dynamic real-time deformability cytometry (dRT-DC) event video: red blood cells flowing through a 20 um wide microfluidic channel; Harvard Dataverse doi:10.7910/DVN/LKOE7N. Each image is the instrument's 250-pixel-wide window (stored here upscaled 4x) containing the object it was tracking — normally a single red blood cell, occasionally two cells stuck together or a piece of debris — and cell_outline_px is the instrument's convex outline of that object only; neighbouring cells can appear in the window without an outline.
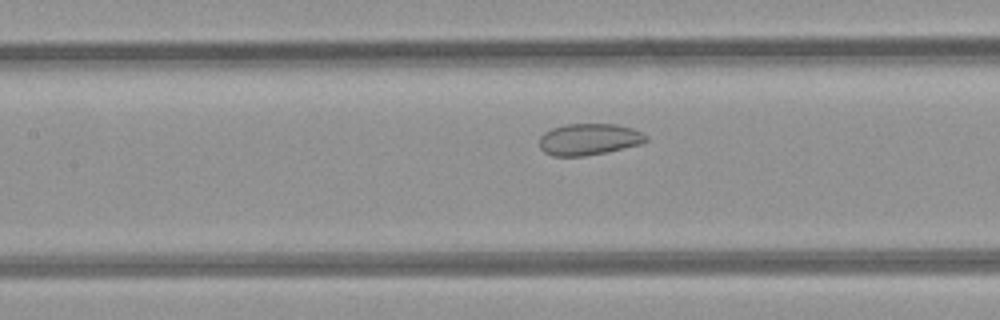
{"species": "common noctule bat (a hibernating species)", "species_latin": "Nyctalus noctula", "temperature_condition": "room temperature", "stored_images_in_passage": 31, "camera_frame_rate_fps": 3000, "um_per_image_px": 0.085, "animal": {"sex": "female", "body_mass_g": 21.9}, "frame": {"image": 1, "passage_image": 15, "time_ms": 4.667, "image_size_px": [1000, 320], "cell_outline_px": [[648, 140], [644, 144], [608, 152], [584, 156], [552, 156], [544, 152], [540, 148], [540, 136], [544, 132], [552, 128], [564, 124], [616, 124], [632, 128], [648, 136]], "centroid_in_image_um": [50.08, 11.85], "position_along_channel_um": 157.3, "area_um2": 19.88}}
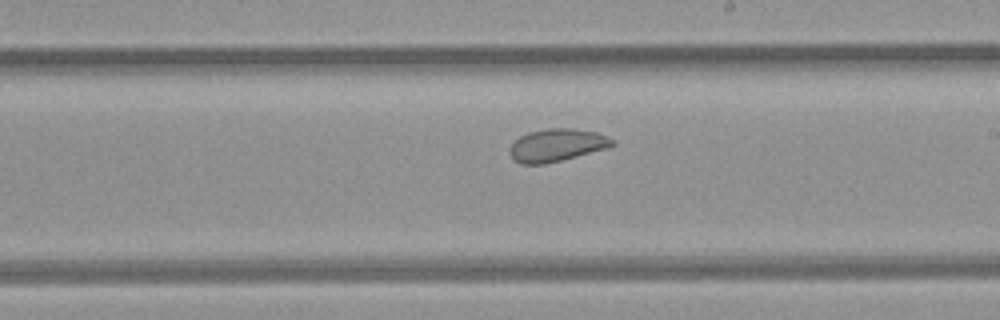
{"frame": {"image": 2, "passage_image": 21, "time_ms": 6.667, "image_size_px": [1000, 320], "cell_outline_px": [[616, 144], [608, 148], [544, 164], [520, 164], [512, 160], [508, 152], [508, 148], [520, 136], [528, 132], [548, 128], [572, 128], [596, 132], [608, 136]], "centroid_in_image_um": [47.29, 12.34], "position_along_channel_um": 241.7, "area_um2": 19.59}}
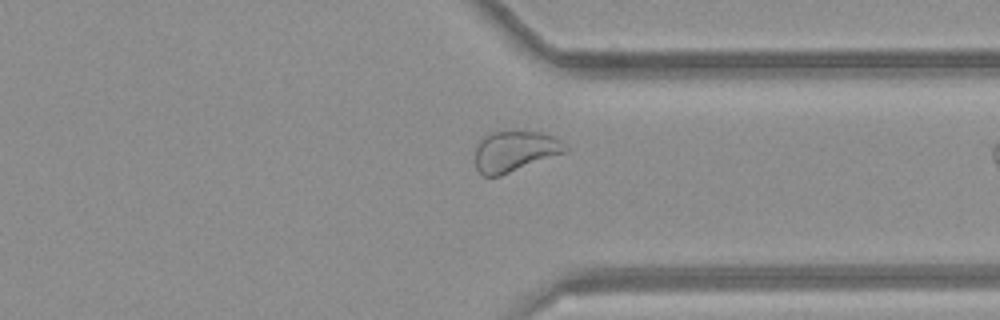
{"frame": {"image": 3, "passage_image": 30, "time_ms": 9.667, "image_size_px": [1000, 320], "cell_outline_px": [[568, 152], [500, 176], [484, 176], [476, 168], [476, 144], [488, 132], [540, 132], [556, 136], [568, 144]], "centroid_in_image_um": [43.82, 12.85], "position_along_channel_um": 367.6, "area_um2": 21.68}}